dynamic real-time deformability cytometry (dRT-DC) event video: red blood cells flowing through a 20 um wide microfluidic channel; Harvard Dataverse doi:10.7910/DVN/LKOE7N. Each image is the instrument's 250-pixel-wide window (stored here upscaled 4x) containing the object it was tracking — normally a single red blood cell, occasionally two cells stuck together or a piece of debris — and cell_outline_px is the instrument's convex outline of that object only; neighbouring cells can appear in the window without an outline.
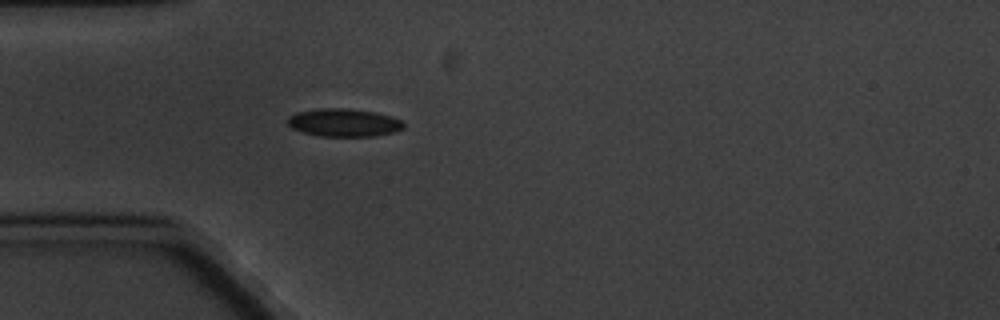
{"species": "common noctule bat (a hibernating species)", "species_latin": "Nyctalus noctula", "temperature_condition": "cold", "stored_images_in_passage": 1, "camera_frame_rate_fps": 3000, "um_per_image_px": 0.085, "animal": {"sex": "male", "body_mass_g": 20.1, "forearm_length_mm": 53.5}, "frame": {"image": 1, "passage_image": 1, "time_ms": 0.0, "image_size_px": [1000, 320], "cell_outline_px": [[404, 128], [396, 132], [372, 136], [320, 136], [304, 132], [292, 128], [288, 124], [288, 116], [296, 112], [320, 108], [348, 108], [376, 112], [392, 116], [400, 120], [404, 124]], "centroid_in_image_um": [29.24, 10.41], "position_along_channel_um": 55.8, "area_um2": 18.96}}